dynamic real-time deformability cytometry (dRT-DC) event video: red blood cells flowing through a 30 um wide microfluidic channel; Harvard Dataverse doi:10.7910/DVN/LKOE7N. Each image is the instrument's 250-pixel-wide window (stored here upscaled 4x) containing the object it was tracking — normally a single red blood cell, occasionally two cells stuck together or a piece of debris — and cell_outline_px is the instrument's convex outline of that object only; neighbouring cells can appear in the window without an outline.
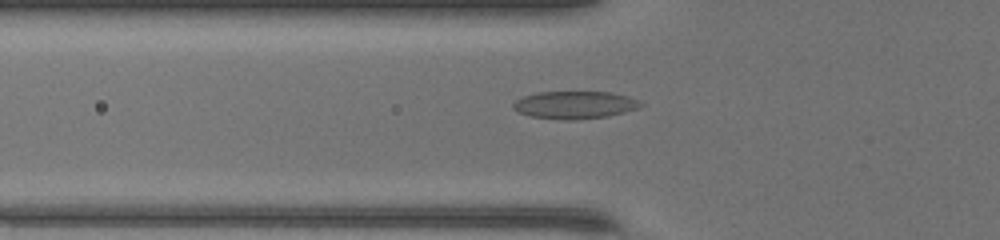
{"species": "common noctule bat (a hibernating species)", "species_latin": "Nyctalus noctula", "temperature_condition": "warm", "stored_images_in_passage": 34, "camera_frame_rate_fps": 3000, "um_per_image_px": 0.085, "animal": {"sex": "female", "body_mass_g": 17.0, "forearm_length_mm": 48.0}, "frame": {"image": 1, "passage_image": 6, "time_ms": 1.667, "image_size_px": [1000, 240], "cell_outline_px": [[644, 104], [636, 108], [624, 112], [608, 116], [572, 120], [564, 120], [532, 116], [520, 112], [512, 108], [512, 104], [516, 100], [524, 96], [536, 92], [608, 92], [628, 96], [640, 100]], "centroid_in_image_um": [48.86, 8.91], "position_along_channel_um": 76.9, "area_um2": 20.35}}
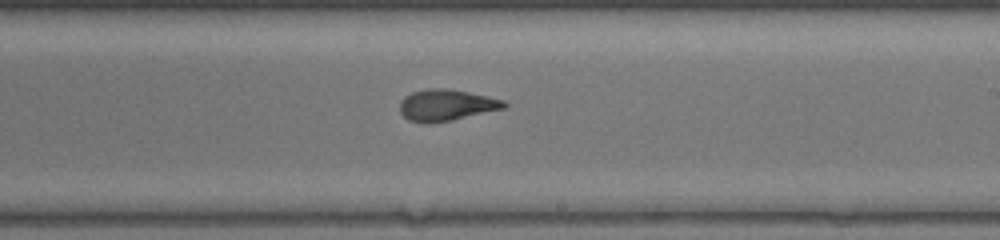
{"frame": {"image": 2, "passage_image": 18, "time_ms": 5.667, "image_size_px": [1000, 240], "cell_outline_px": [[508, 104], [504, 108], [452, 120], [428, 124], [408, 120], [400, 112], [400, 104], [404, 96], [412, 92], [428, 88], [448, 88], [468, 92], [504, 100]], "centroid_in_image_um": [37.91, 8.93], "position_along_channel_um": 251.1, "area_um2": 19.02}}
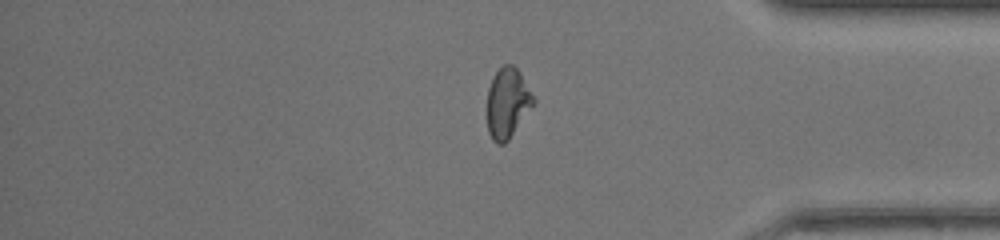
{"frame": {"image": 3, "passage_image": 29, "time_ms": 9.333, "image_size_px": [1000, 240], "cell_outline_px": [[536, 100], [508, 140], [504, 144], [496, 144], [492, 140], [488, 132], [488, 88], [492, 76], [504, 64], [512, 64], [520, 72]], "centroid_in_image_um": [43.12, 8.74], "position_along_channel_um": 392.1, "area_um2": 18.73}}